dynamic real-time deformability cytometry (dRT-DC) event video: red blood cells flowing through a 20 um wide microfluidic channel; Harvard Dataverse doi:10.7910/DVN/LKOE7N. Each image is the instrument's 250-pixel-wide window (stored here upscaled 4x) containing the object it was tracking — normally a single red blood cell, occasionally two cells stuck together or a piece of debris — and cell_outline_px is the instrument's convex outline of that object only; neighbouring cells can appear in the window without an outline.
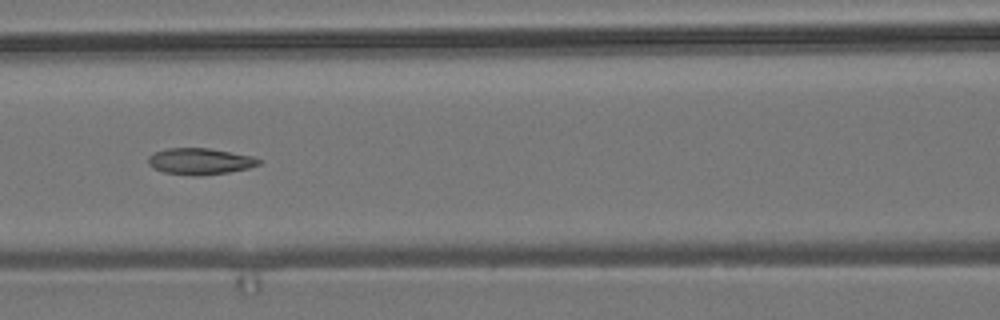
{"species": "common noctule bat (a hibernating species)", "species_latin": "Nyctalus noctula", "temperature_condition": "room temperature", "stored_images_in_passage": 8, "camera_frame_rate_fps": 3000, "um_per_image_px": 0.085, "animal": {"sex": "male", "body_mass_g": 19.2, "forearm_length_mm": 51.8}, "frame": {"image": 1, "passage_image": 6, "time_ms": 5.667, "image_size_px": [1000, 320], "cell_outline_px": [[260, 164], [248, 168], [228, 172], [200, 176], [196, 176], [164, 172], [152, 168], [148, 164], [148, 156], [156, 152], [168, 148], [208, 148], [252, 156], [260, 160]], "centroid_in_image_um": [16.97, 13.72], "position_along_channel_um": 149.6, "area_um2": 16.88}}
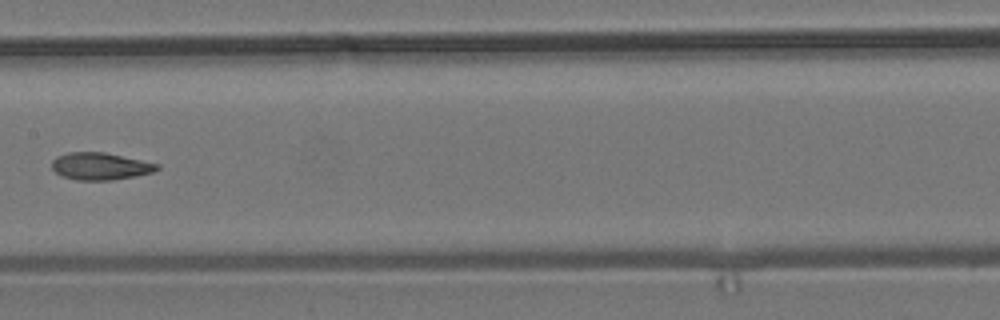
{"frame": {"image": 2, "passage_image": 7, "time_ms": 7.0, "image_size_px": [1000, 320], "cell_outline_px": [[160, 168], [152, 172], [136, 176], [112, 180], [76, 180], [60, 176], [52, 168], [52, 160], [56, 156], [68, 152], [104, 152], [160, 164]], "centroid_in_image_um": [8.51, 14.13], "position_along_channel_um": 198.9, "area_um2": 16.76}}
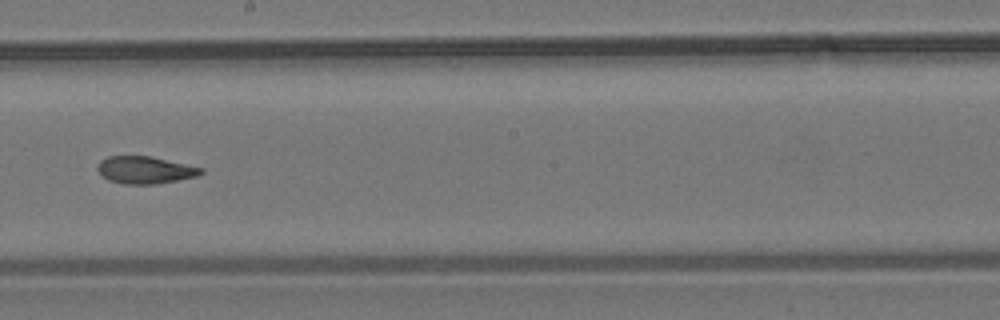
{"frame": {"image": 3, "passage_image": 8, "time_ms": 8.0, "image_size_px": [1000, 320], "cell_outline_px": [[204, 172], [196, 176], [156, 184], [124, 184], [108, 180], [96, 168], [100, 160], [108, 156], [152, 156], [204, 168]], "centroid_in_image_um": [12.33, 14.44], "position_along_channel_um": 235.9, "area_um2": 16.42}}